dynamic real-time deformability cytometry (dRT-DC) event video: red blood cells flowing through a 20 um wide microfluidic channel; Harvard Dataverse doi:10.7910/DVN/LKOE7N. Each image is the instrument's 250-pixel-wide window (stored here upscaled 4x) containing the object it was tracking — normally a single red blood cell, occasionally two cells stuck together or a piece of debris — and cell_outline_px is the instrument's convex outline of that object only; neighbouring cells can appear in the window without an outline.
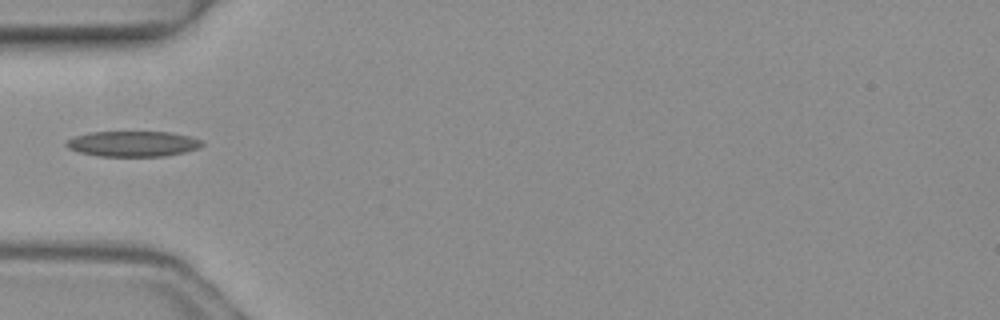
{"species": "common noctule bat (a hibernating species)", "species_latin": "Nyctalus noctula", "temperature_condition": "warm", "stored_images_in_passage": 2, "camera_frame_rate_fps": 3000, "um_per_image_px": 0.085, "animal": {"sex": "female", "body_mass_g": 19.3, "forearm_length_mm": 54.1}, "frame": {"image": 1, "passage_image": 2, "time_ms": 0.333, "image_size_px": [1000, 320], "cell_outline_px": [[204, 144], [200, 148], [184, 152], [164, 156], [100, 156], [80, 152], [68, 148], [64, 144], [68, 140], [76, 136], [92, 132], [172, 132], [192, 136], [200, 140]], "centroid_in_image_um": [11.34, 12.22], "position_along_channel_um": 73.7, "area_um2": 20.11}}